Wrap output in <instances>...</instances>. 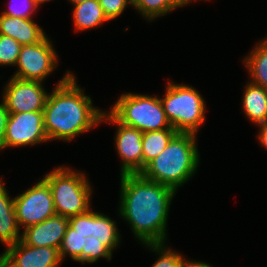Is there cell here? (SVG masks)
Listing matches in <instances>:
<instances>
[{
    "label": "cell",
    "instance_id": "1",
    "mask_svg": "<svg viewBox=\"0 0 267 267\" xmlns=\"http://www.w3.org/2000/svg\"><path fill=\"white\" fill-rule=\"evenodd\" d=\"M120 177V218L129 223L141 244L167 243L169 209L177 192L140 173Z\"/></svg>",
    "mask_w": 267,
    "mask_h": 267
},
{
    "label": "cell",
    "instance_id": "28",
    "mask_svg": "<svg viewBox=\"0 0 267 267\" xmlns=\"http://www.w3.org/2000/svg\"><path fill=\"white\" fill-rule=\"evenodd\" d=\"M98 2L109 21L119 17L128 5L131 6L130 0H98Z\"/></svg>",
    "mask_w": 267,
    "mask_h": 267
},
{
    "label": "cell",
    "instance_id": "7",
    "mask_svg": "<svg viewBox=\"0 0 267 267\" xmlns=\"http://www.w3.org/2000/svg\"><path fill=\"white\" fill-rule=\"evenodd\" d=\"M53 42L46 36L42 41L22 45L17 61L15 78L44 82L58 65V55Z\"/></svg>",
    "mask_w": 267,
    "mask_h": 267
},
{
    "label": "cell",
    "instance_id": "12",
    "mask_svg": "<svg viewBox=\"0 0 267 267\" xmlns=\"http://www.w3.org/2000/svg\"><path fill=\"white\" fill-rule=\"evenodd\" d=\"M4 267H59L62 263L59 249L34 247L19 240L0 255Z\"/></svg>",
    "mask_w": 267,
    "mask_h": 267
},
{
    "label": "cell",
    "instance_id": "34",
    "mask_svg": "<svg viewBox=\"0 0 267 267\" xmlns=\"http://www.w3.org/2000/svg\"><path fill=\"white\" fill-rule=\"evenodd\" d=\"M186 4H190V3H192V1L194 2L195 0H183ZM200 1H202V0H200ZM205 1V0H204Z\"/></svg>",
    "mask_w": 267,
    "mask_h": 267
},
{
    "label": "cell",
    "instance_id": "10",
    "mask_svg": "<svg viewBox=\"0 0 267 267\" xmlns=\"http://www.w3.org/2000/svg\"><path fill=\"white\" fill-rule=\"evenodd\" d=\"M104 111L103 122L117 127L115 146L122 160L120 175L138 174L142 171V137L143 132L120 123L109 111Z\"/></svg>",
    "mask_w": 267,
    "mask_h": 267
},
{
    "label": "cell",
    "instance_id": "11",
    "mask_svg": "<svg viewBox=\"0 0 267 267\" xmlns=\"http://www.w3.org/2000/svg\"><path fill=\"white\" fill-rule=\"evenodd\" d=\"M49 142L43 112L9 114L3 149Z\"/></svg>",
    "mask_w": 267,
    "mask_h": 267
},
{
    "label": "cell",
    "instance_id": "27",
    "mask_svg": "<svg viewBox=\"0 0 267 267\" xmlns=\"http://www.w3.org/2000/svg\"><path fill=\"white\" fill-rule=\"evenodd\" d=\"M69 226L85 237L92 236V208L83 214L70 217Z\"/></svg>",
    "mask_w": 267,
    "mask_h": 267
},
{
    "label": "cell",
    "instance_id": "19",
    "mask_svg": "<svg viewBox=\"0 0 267 267\" xmlns=\"http://www.w3.org/2000/svg\"><path fill=\"white\" fill-rule=\"evenodd\" d=\"M178 132L175 129H164L143 132L142 137V170L155 159L169 144Z\"/></svg>",
    "mask_w": 267,
    "mask_h": 267
},
{
    "label": "cell",
    "instance_id": "8",
    "mask_svg": "<svg viewBox=\"0 0 267 267\" xmlns=\"http://www.w3.org/2000/svg\"><path fill=\"white\" fill-rule=\"evenodd\" d=\"M13 199L19 228L25 229L56 215L52 192L44 179Z\"/></svg>",
    "mask_w": 267,
    "mask_h": 267
},
{
    "label": "cell",
    "instance_id": "13",
    "mask_svg": "<svg viewBox=\"0 0 267 267\" xmlns=\"http://www.w3.org/2000/svg\"><path fill=\"white\" fill-rule=\"evenodd\" d=\"M68 225V217L54 215L21 231V240L29 246L59 249Z\"/></svg>",
    "mask_w": 267,
    "mask_h": 267
},
{
    "label": "cell",
    "instance_id": "16",
    "mask_svg": "<svg viewBox=\"0 0 267 267\" xmlns=\"http://www.w3.org/2000/svg\"><path fill=\"white\" fill-rule=\"evenodd\" d=\"M242 110L245 117L259 125L267 122V89L251 81L243 90Z\"/></svg>",
    "mask_w": 267,
    "mask_h": 267
},
{
    "label": "cell",
    "instance_id": "31",
    "mask_svg": "<svg viewBox=\"0 0 267 267\" xmlns=\"http://www.w3.org/2000/svg\"><path fill=\"white\" fill-rule=\"evenodd\" d=\"M184 267H213V266L202 261H190L189 259H187L184 264Z\"/></svg>",
    "mask_w": 267,
    "mask_h": 267
},
{
    "label": "cell",
    "instance_id": "2",
    "mask_svg": "<svg viewBox=\"0 0 267 267\" xmlns=\"http://www.w3.org/2000/svg\"><path fill=\"white\" fill-rule=\"evenodd\" d=\"M76 79L67 70L48 95L43 118L45 133L50 141L70 142L102 123L104 111L92 105V99L84 94L85 90L80 88Z\"/></svg>",
    "mask_w": 267,
    "mask_h": 267
},
{
    "label": "cell",
    "instance_id": "23",
    "mask_svg": "<svg viewBox=\"0 0 267 267\" xmlns=\"http://www.w3.org/2000/svg\"><path fill=\"white\" fill-rule=\"evenodd\" d=\"M144 246L159 255L151 267H184L187 260L179 252L167 248L165 243L144 244Z\"/></svg>",
    "mask_w": 267,
    "mask_h": 267
},
{
    "label": "cell",
    "instance_id": "30",
    "mask_svg": "<svg viewBox=\"0 0 267 267\" xmlns=\"http://www.w3.org/2000/svg\"><path fill=\"white\" fill-rule=\"evenodd\" d=\"M257 126L260 128L257 136L260 142L259 144L262 145L264 149L266 148L267 150V122L259 124Z\"/></svg>",
    "mask_w": 267,
    "mask_h": 267
},
{
    "label": "cell",
    "instance_id": "18",
    "mask_svg": "<svg viewBox=\"0 0 267 267\" xmlns=\"http://www.w3.org/2000/svg\"><path fill=\"white\" fill-rule=\"evenodd\" d=\"M243 58V63L250 74V81L267 89V37Z\"/></svg>",
    "mask_w": 267,
    "mask_h": 267
},
{
    "label": "cell",
    "instance_id": "17",
    "mask_svg": "<svg viewBox=\"0 0 267 267\" xmlns=\"http://www.w3.org/2000/svg\"><path fill=\"white\" fill-rule=\"evenodd\" d=\"M73 22L76 32L90 30L109 22L98 0L73 4Z\"/></svg>",
    "mask_w": 267,
    "mask_h": 267
},
{
    "label": "cell",
    "instance_id": "4",
    "mask_svg": "<svg viewBox=\"0 0 267 267\" xmlns=\"http://www.w3.org/2000/svg\"><path fill=\"white\" fill-rule=\"evenodd\" d=\"M43 179L50 186L56 215L70 218L91 209L92 187L85 173L61 165Z\"/></svg>",
    "mask_w": 267,
    "mask_h": 267
},
{
    "label": "cell",
    "instance_id": "21",
    "mask_svg": "<svg viewBox=\"0 0 267 267\" xmlns=\"http://www.w3.org/2000/svg\"><path fill=\"white\" fill-rule=\"evenodd\" d=\"M133 9L150 22L187 4L183 0H130Z\"/></svg>",
    "mask_w": 267,
    "mask_h": 267
},
{
    "label": "cell",
    "instance_id": "5",
    "mask_svg": "<svg viewBox=\"0 0 267 267\" xmlns=\"http://www.w3.org/2000/svg\"><path fill=\"white\" fill-rule=\"evenodd\" d=\"M164 96L160 100L173 129L198 134L206 120V102L198 90L190 85L168 81Z\"/></svg>",
    "mask_w": 267,
    "mask_h": 267
},
{
    "label": "cell",
    "instance_id": "9",
    "mask_svg": "<svg viewBox=\"0 0 267 267\" xmlns=\"http://www.w3.org/2000/svg\"><path fill=\"white\" fill-rule=\"evenodd\" d=\"M9 114L43 112L49 93L43 82L11 77L2 91Z\"/></svg>",
    "mask_w": 267,
    "mask_h": 267
},
{
    "label": "cell",
    "instance_id": "20",
    "mask_svg": "<svg viewBox=\"0 0 267 267\" xmlns=\"http://www.w3.org/2000/svg\"><path fill=\"white\" fill-rule=\"evenodd\" d=\"M118 230L116 221L92 209V236L97 238L112 252L120 244L121 235Z\"/></svg>",
    "mask_w": 267,
    "mask_h": 267
},
{
    "label": "cell",
    "instance_id": "32",
    "mask_svg": "<svg viewBox=\"0 0 267 267\" xmlns=\"http://www.w3.org/2000/svg\"><path fill=\"white\" fill-rule=\"evenodd\" d=\"M88 0H68V2L72 3L73 4H78V3H83V2H86Z\"/></svg>",
    "mask_w": 267,
    "mask_h": 267
},
{
    "label": "cell",
    "instance_id": "26",
    "mask_svg": "<svg viewBox=\"0 0 267 267\" xmlns=\"http://www.w3.org/2000/svg\"><path fill=\"white\" fill-rule=\"evenodd\" d=\"M19 1V2H18ZM8 9L1 14L24 19H32V15L37 10L38 6L35 0H11Z\"/></svg>",
    "mask_w": 267,
    "mask_h": 267
},
{
    "label": "cell",
    "instance_id": "24",
    "mask_svg": "<svg viewBox=\"0 0 267 267\" xmlns=\"http://www.w3.org/2000/svg\"><path fill=\"white\" fill-rule=\"evenodd\" d=\"M112 251L94 236H86L84 248L81 250V263H94L99 258L112 259Z\"/></svg>",
    "mask_w": 267,
    "mask_h": 267
},
{
    "label": "cell",
    "instance_id": "25",
    "mask_svg": "<svg viewBox=\"0 0 267 267\" xmlns=\"http://www.w3.org/2000/svg\"><path fill=\"white\" fill-rule=\"evenodd\" d=\"M22 45L13 38L0 34V66H15Z\"/></svg>",
    "mask_w": 267,
    "mask_h": 267
},
{
    "label": "cell",
    "instance_id": "3",
    "mask_svg": "<svg viewBox=\"0 0 267 267\" xmlns=\"http://www.w3.org/2000/svg\"><path fill=\"white\" fill-rule=\"evenodd\" d=\"M197 134L178 132L166 148L140 174L177 192L192 178L199 167Z\"/></svg>",
    "mask_w": 267,
    "mask_h": 267
},
{
    "label": "cell",
    "instance_id": "15",
    "mask_svg": "<svg viewBox=\"0 0 267 267\" xmlns=\"http://www.w3.org/2000/svg\"><path fill=\"white\" fill-rule=\"evenodd\" d=\"M2 182L0 178V242L7 248L21 240V232L16 220L14 199L9 197Z\"/></svg>",
    "mask_w": 267,
    "mask_h": 267
},
{
    "label": "cell",
    "instance_id": "29",
    "mask_svg": "<svg viewBox=\"0 0 267 267\" xmlns=\"http://www.w3.org/2000/svg\"><path fill=\"white\" fill-rule=\"evenodd\" d=\"M8 116L9 111L7 110L5 102L2 100L0 103V150H3L5 129L7 125Z\"/></svg>",
    "mask_w": 267,
    "mask_h": 267
},
{
    "label": "cell",
    "instance_id": "22",
    "mask_svg": "<svg viewBox=\"0 0 267 267\" xmlns=\"http://www.w3.org/2000/svg\"><path fill=\"white\" fill-rule=\"evenodd\" d=\"M85 236L77 233L69 225L59 247L61 260L67 256L77 262H81V250L84 248Z\"/></svg>",
    "mask_w": 267,
    "mask_h": 267
},
{
    "label": "cell",
    "instance_id": "6",
    "mask_svg": "<svg viewBox=\"0 0 267 267\" xmlns=\"http://www.w3.org/2000/svg\"><path fill=\"white\" fill-rule=\"evenodd\" d=\"M117 99L109 112L120 123L141 132L173 129L159 97L129 92Z\"/></svg>",
    "mask_w": 267,
    "mask_h": 267
},
{
    "label": "cell",
    "instance_id": "33",
    "mask_svg": "<svg viewBox=\"0 0 267 267\" xmlns=\"http://www.w3.org/2000/svg\"><path fill=\"white\" fill-rule=\"evenodd\" d=\"M48 1H51V0H35L38 7L40 6V4L48 2Z\"/></svg>",
    "mask_w": 267,
    "mask_h": 267
},
{
    "label": "cell",
    "instance_id": "14",
    "mask_svg": "<svg viewBox=\"0 0 267 267\" xmlns=\"http://www.w3.org/2000/svg\"><path fill=\"white\" fill-rule=\"evenodd\" d=\"M0 34L7 35L21 45L42 41L47 34L32 19L0 14Z\"/></svg>",
    "mask_w": 267,
    "mask_h": 267
}]
</instances>
